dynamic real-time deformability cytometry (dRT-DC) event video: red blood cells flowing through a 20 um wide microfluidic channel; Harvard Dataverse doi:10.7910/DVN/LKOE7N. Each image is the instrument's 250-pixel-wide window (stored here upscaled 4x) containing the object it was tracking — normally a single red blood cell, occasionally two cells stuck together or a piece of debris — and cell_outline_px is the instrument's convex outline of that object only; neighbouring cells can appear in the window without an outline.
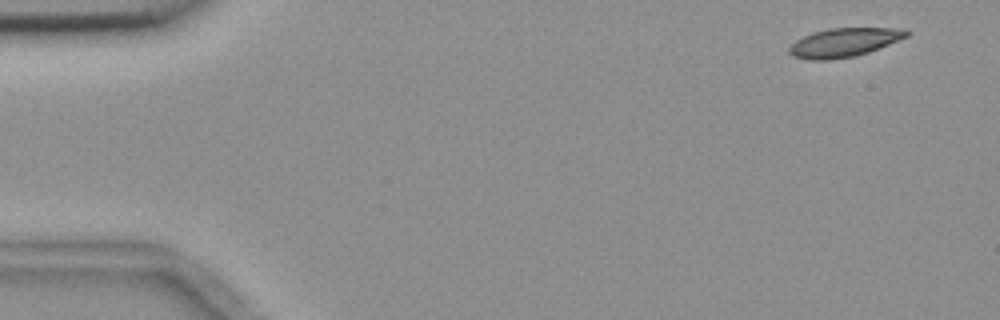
{"species": "common noctule bat (a hibernating species)", "species_latin": "Nyctalus noctula", "temperature_condition": "room temperature", "stored_images_in_passage": 8, "camera_frame_rate_fps": 3000, "um_per_image_px": 0.085, "animal": {"sex": "female", "body_mass_g": 18.4}, "frame": {"image": 1, "passage_image": 1, "time_ms": 0.0, "image_size_px": [1000, 320], "cell_outline_px": [[912, 32], [908, 36], [868, 52], [856, 56], [828, 60], [808, 60], [792, 56], [788, 52], [788, 48], [796, 40], [812, 32], [828, 28], [908, 28]], "centroid_in_image_um": [71.75, 3.6], "position_along_channel_um": 13.3, "area_um2": 19.83}}
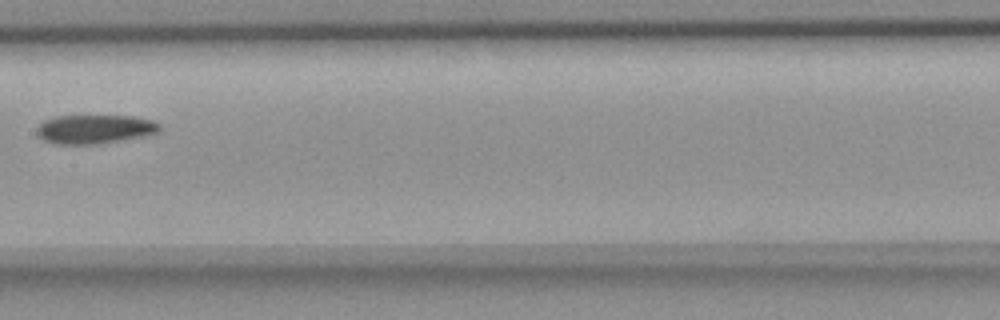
{"frame": {"image": 2, "passage_image": 7, "time_ms": 8.333, "image_size_px": [1000, 320], "cell_outline_px": [[160, 132], [144, 136], [96, 144], [56, 144], [44, 140], [36, 132], [36, 128], [44, 120], [52, 116], [136, 116], [152, 120], [160, 124]], "centroid_in_image_um": [8.05, 10.97], "position_along_channel_um": 199.3, "area_um2": 20.75}}
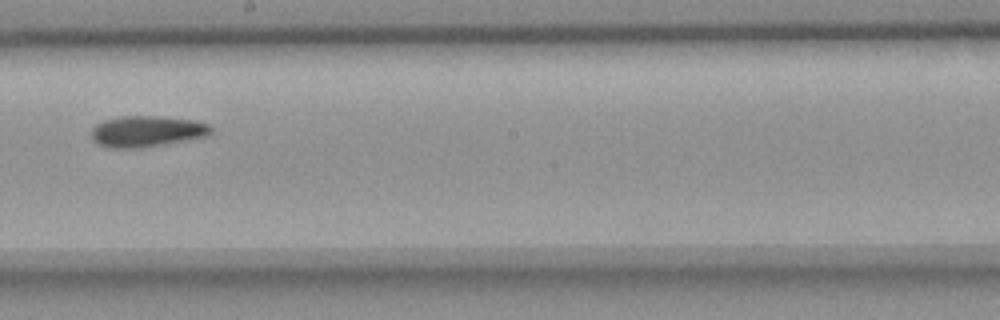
{"frame": {"image": 3, "passage_image": 8, "time_ms": 9.333, "image_size_px": [1000, 320], "cell_outline_px": [[212, 132], [204, 136], [164, 144], [140, 148], [112, 148], [100, 144], [92, 140], [92, 128], [96, 124], [104, 120], [120, 116], [156, 116], [196, 120], [208, 124], [212, 128]], "centroid_in_image_um": [12.46, 11.15], "position_along_channel_um": 235.7, "area_um2": 21.5}}